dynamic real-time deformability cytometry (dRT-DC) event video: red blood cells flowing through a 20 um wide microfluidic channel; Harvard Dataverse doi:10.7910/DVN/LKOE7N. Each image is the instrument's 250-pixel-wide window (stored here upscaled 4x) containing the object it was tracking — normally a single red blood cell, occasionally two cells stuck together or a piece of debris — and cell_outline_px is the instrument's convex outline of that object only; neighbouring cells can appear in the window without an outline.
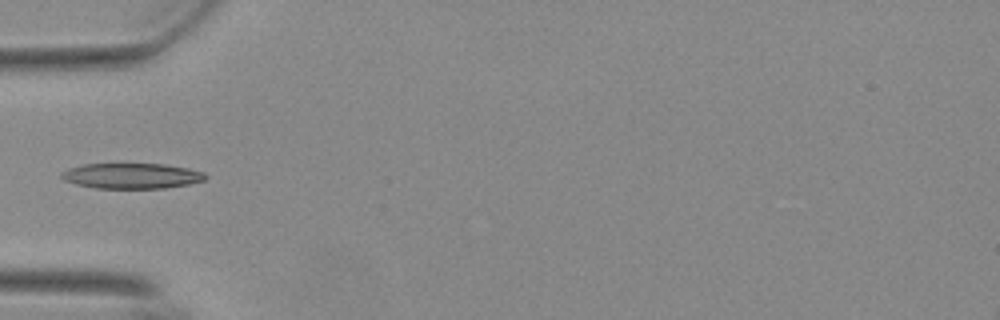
{"species": "Egyptian fruit bat (a non-hibernating species)", "species_latin": "Rousettus aegyptiacus", "temperature_condition": "warm", "stored_images_in_passage": 34, "camera_frame_rate_fps": 3000, "um_per_image_px": 0.085, "animal": {"sex": "female"}, "frame": {"image": 1, "passage_image": 1, "time_ms": 0.0, "image_size_px": [1000, 320], "cell_outline_px": [[208, 176], [204, 180], [188, 184], [164, 188], [96, 188], [76, 184], [64, 180], [60, 176], [60, 172], [68, 168], [84, 164], [164, 164], [188, 168], [204, 172]], "centroid_in_image_um": [11.18, 14.94], "position_along_channel_um": 73.8, "area_um2": 21.33}}
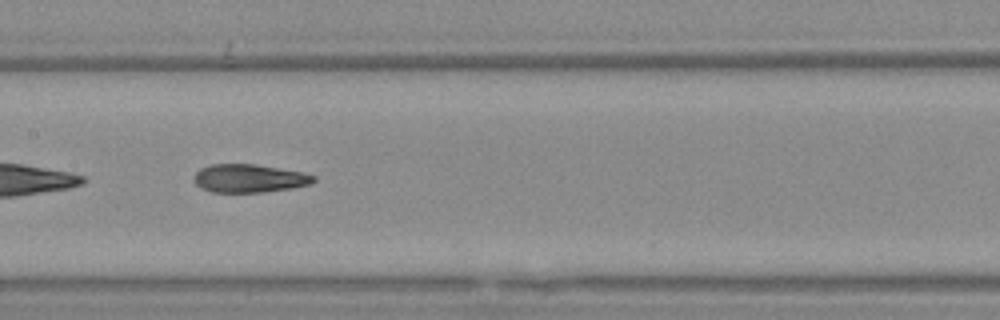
{"frame": {"image": 2, "passage_image": 10, "time_ms": 3.0, "image_size_px": [1000, 320], "cell_outline_px": [[316, 180], [308, 184], [292, 188], [260, 192], [212, 192], [196, 184], [196, 172], [200, 168], [208, 164], [256, 164], [300, 172], [316, 176]], "centroid_in_image_um": [21.18, 15.15], "position_along_channel_um": 186.2, "area_um2": 19.36}}
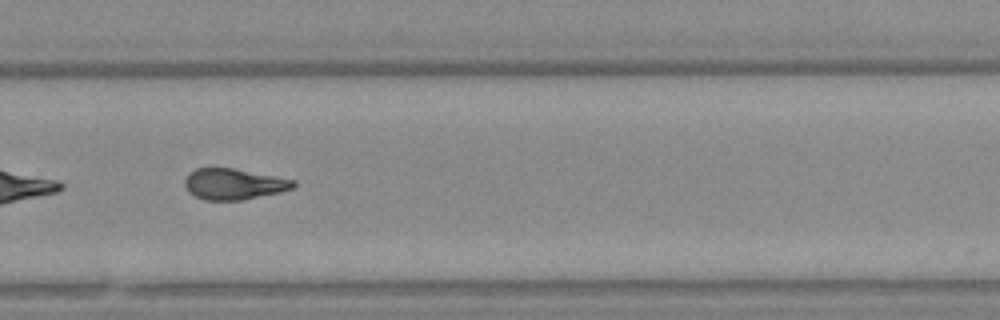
{"frame": {"image": 3, "passage_image": 20, "time_ms": 6.333, "image_size_px": [1000, 320], "cell_outline_px": [[296, 188], [280, 192], [240, 200], [204, 200], [188, 192], [184, 184], [184, 180], [188, 172], [196, 168], [232, 168], [296, 180]], "centroid_in_image_um": [19.86, 15.64], "position_along_channel_um": 309.9, "area_um2": 19.65}}